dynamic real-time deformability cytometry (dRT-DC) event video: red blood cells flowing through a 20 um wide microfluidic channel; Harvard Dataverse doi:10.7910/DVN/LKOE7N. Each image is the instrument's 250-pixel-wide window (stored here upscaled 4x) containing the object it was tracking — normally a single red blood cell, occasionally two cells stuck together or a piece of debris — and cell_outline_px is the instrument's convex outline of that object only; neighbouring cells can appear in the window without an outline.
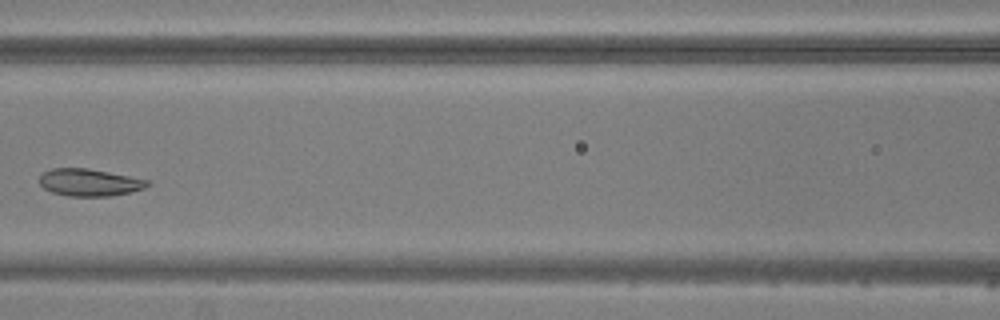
{"species": "common noctule bat (a hibernating species)", "species_latin": "Nyctalus noctula", "temperature_condition": "warm", "stored_images_in_passage": 4, "camera_frame_rate_fps": 3000, "um_per_image_px": 0.085, "animal": {"sex": "male", "body_mass_g": 20.5, "forearm_length_mm": 52.5}, "frame": {"image": 1, "passage_image": 4, "time_ms": 3.667, "image_size_px": [1000, 320], "cell_outline_px": [[152, 184], [144, 188], [112, 196], [68, 196], [52, 192], [44, 188], [40, 184], [40, 176], [44, 172], [52, 168], [88, 168], [148, 180]], "centroid_in_image_um": [7.59, 15.51], "position_along_channel_um": 159.0, "area_um2": 16.99}}